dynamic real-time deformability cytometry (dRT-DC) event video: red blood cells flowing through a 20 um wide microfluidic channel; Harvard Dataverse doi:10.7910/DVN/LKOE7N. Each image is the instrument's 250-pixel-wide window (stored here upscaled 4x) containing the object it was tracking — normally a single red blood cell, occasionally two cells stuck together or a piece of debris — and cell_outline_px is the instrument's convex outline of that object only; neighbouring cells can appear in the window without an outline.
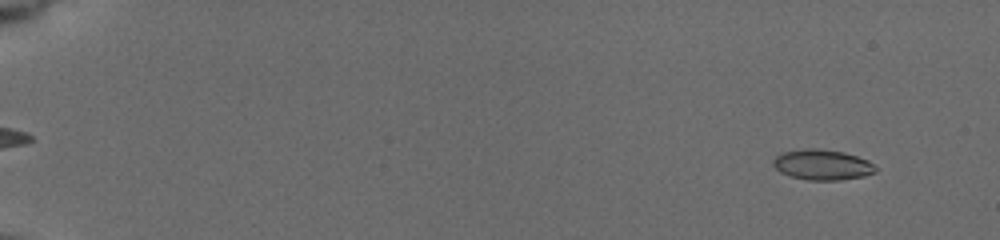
{"species": "common noctule bat (a hibernating species)", "species_latin": "Nyctalus noctula", "temperature_condition": "cold", "stored_images_in_passage": 57, "camera_frame_rate_fps": 3000, "um_per_image_px": 0.085, "animal": {"sex": "female", "body_mass_g": 19.5, "forearm_length_mm": 54.1}, "frame": {"image": 1, "passage_image": 5, "time_ms": 1.333, "image_size_px": [1000, 240], "cell_outline_px": [[876, 172], [864, 176], [840, 180], [808, 180], [792, 176], [780, 172], [772, 164], [772, 160], [776, 156], [784, 152], [804, 148], [816, 148], [844, 152], [868, 160], [876, 168]], "centroid_in_image_um": [69.89, 14.0], "position_along_channel_um": 15.1, "area_um2": 18.09}}
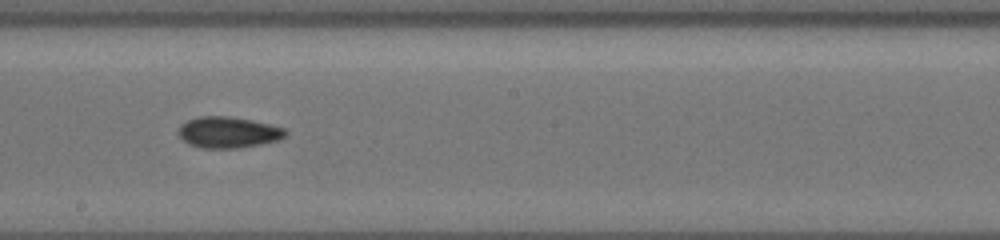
{"frame": {"image": 2, "passage_image": 35, "time_ms": 11.333, "image_size_px": [1000, 240], "cell_outline_px": [[288, 132], [284, 136], [276, 140], [260, 144], [240, 148], [200, 148], [188, 144], [180, 136], [180, 124], [188, 120], [200, 116], [228, 116], [252, 120], [284, 128]], "centroid_in_image_um": [19.38, 11.25], "position_along_channel_um": 228.8, "area_um2": 19.25}}
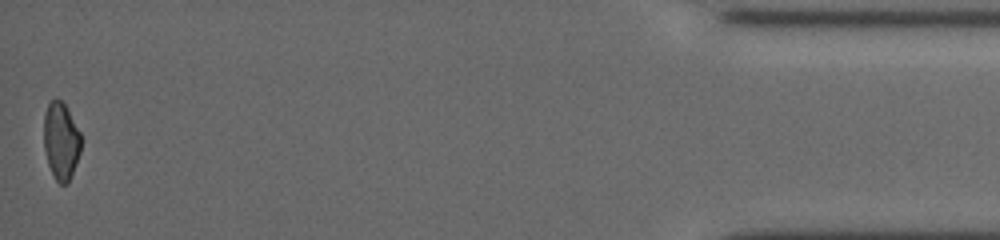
{"frame": {"image": 3, "passage_image": 57, "time_ms": 18.667, "image_size_px": [1000, 240], "cell_outline_px": [[80, 152], [68, 184], [60, 184], [56, 180], [48, 164], [44, 148], [44, 116], [48, 104], [52, 100], [60, 100], [64, 104], [80, 132]], "centroid_in_image_um": [5.18, 12.01], "position_along_channel_um": 430.0, "area_um2": 16.42}, "authors_computed_cell_mechanics": {"area_um2": 18.0914, "velocity_mm_per_s": 3.7745, "shape_relaxation_time_tau1_ms": 7.5428, "shape_relaxation_time_tau2_ms": 6.2477, "deformation_change_tau1": 0.1383, "deformation_change_tau2": 0.1153}}